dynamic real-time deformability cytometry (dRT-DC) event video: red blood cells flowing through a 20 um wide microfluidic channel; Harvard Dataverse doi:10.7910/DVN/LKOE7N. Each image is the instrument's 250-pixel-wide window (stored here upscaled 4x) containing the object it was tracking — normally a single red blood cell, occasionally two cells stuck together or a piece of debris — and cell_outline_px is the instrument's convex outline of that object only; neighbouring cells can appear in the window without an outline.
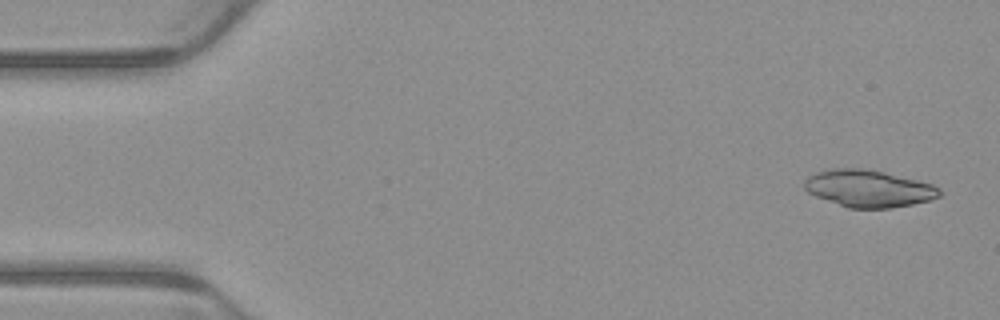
{"species": "common noctule bat (a hibernating species)", "species_latin": "Nyctalus noctula", "temperature_condition": "warm", "stored_images_in_passage": 4, "segment_of_instrument_passage": [1, 2], "camera_frame_rate_fps": 3000, "um_per_image_px": 0.085, "animal": {"sex": "male", "body_mass_g": 23.1, "forearm_length_mm": 52.7}, "frame": {"image": 1, "passage_image": 1, "time_ms": 0.0, "image_size_px": [1000, 320], "cell_outline_px": [[944, 192], [940, 196], [928, 200], [912, 204], [892, 208], [848, 208], [816, 196], [808, 192], [804, 188], [804, 180], [808, 176], [816, 172], [832, 168], [864, 168], [884, 172], [932, 184], [940, 188]], "centroid_in_image_um": [73.82, 16.02], "position_along_channel_um": 11.2, "area_um2": 29.19}}